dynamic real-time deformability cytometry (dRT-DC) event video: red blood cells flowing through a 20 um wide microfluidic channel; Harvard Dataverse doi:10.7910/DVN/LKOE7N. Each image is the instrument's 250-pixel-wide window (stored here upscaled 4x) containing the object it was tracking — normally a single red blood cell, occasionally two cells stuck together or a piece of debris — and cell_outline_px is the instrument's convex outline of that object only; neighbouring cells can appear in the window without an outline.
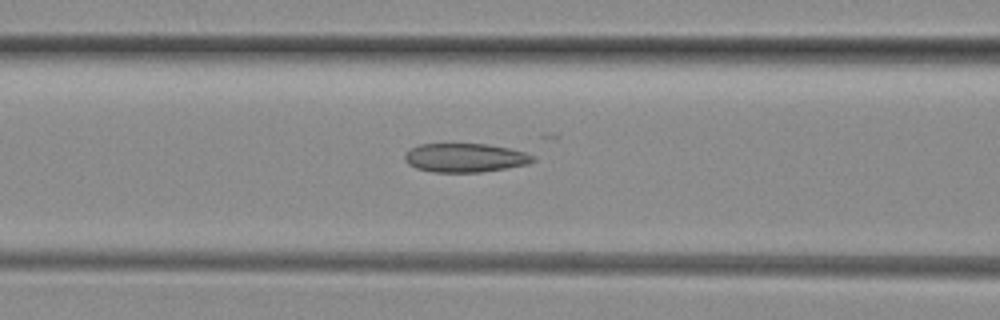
{"species": "common noctule bat (a hibernating species)", "species_latin": "Nyctalus noctula", "temperature_condition": "room temperature", "stored_images_in_passage": 39, "camera_frame_rate_fps": 3000, "um_per_image_px": 0.085, "animal": {"sex": "female", "body_mass_g": 29.2, "forearm_length_mm": 56.3}, "frame": {"image": 1, "passage_image": 19, "time_ms": 6.0, "image_size_px": [1000, 320], "cell_outline_px": [[536, 160], [528, 164], [480, 172], [432, 172], [416, 168], [408, 164], [404, 160], [404, 156], [412, 148], [420, 144], [484, 144], [508, 148], [524, 152], [532, 156]], "centroid_in_image_um": [39.5, 13.41], "position_along_channel_um": 127.1, "area_um2": 21.27}}
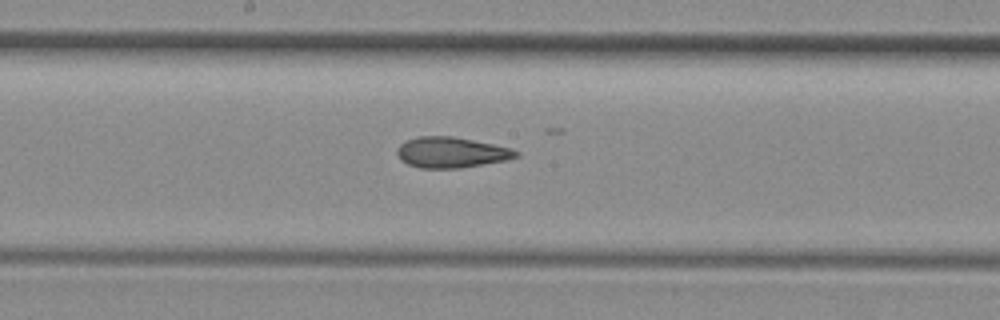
{"frame": {"image": 2, "passage_image": 25, "time_ms": 8.0, "image_size_px": [1000, 320], "cell_outline_px": [[520, 156], [508, 160], [460, 168], [420, 168], [408, 164], [400, 160], [396, 152], [396, 148], [400, 144], [408, 140], [420, 136], [452, 136], [512, 148], [520, 152]], "centroid_in_image_um": [38.37, 12.96], "position_along_channel_um": 209.8, "area_um2": 21.33}}
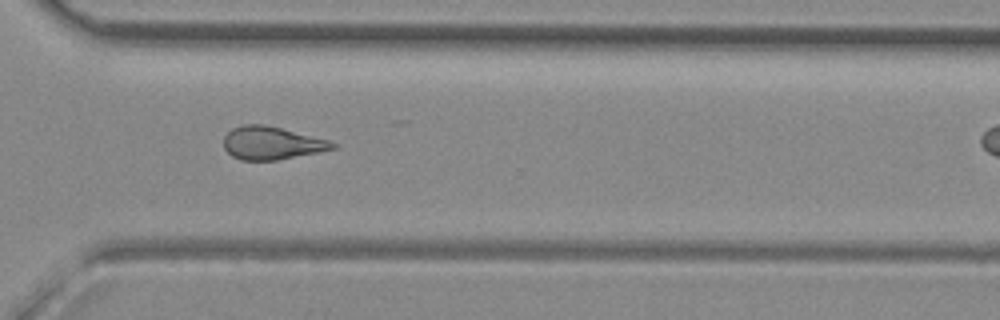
{"frame": {"image": 3, "passage_image": 35, "time_ms": 11.333, "image_size_px": [1000, 320], "cell_outline_px": [[336, 148], [320, 152], [276, 160], [240, 160], [232, 156], [224, 148], [224, 136], [232, 128], [244, 124], [264, 124], [328, 140], [336, 144]], "centroid_in_image_um": [23.06, 12.16], "position_along_channel_um": 347.5, "area_um2": 20.75}}